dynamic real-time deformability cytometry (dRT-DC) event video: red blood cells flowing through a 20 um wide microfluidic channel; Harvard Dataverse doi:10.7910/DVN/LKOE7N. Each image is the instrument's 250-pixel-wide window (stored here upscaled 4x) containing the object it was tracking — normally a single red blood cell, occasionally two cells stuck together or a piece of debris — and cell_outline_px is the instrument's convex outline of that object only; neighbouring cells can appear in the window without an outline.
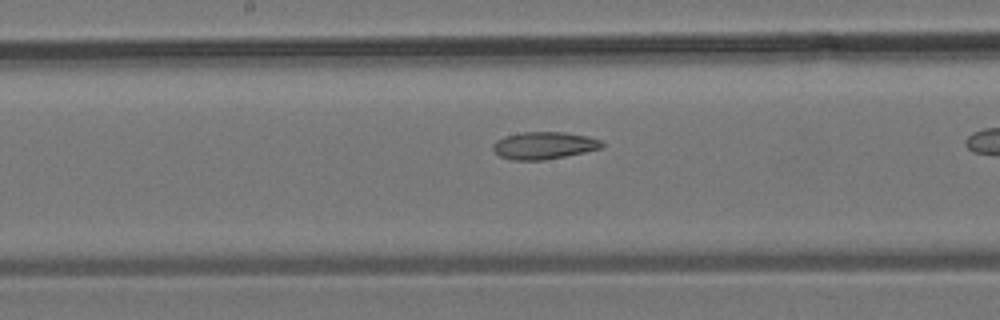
{"species": "common noctule bat (a hibernating species)", "species_latin": "Nyctalus noctula", "temperature_condition": "room temperature", "stored_images_in_passage": 19, "camera_frame_rate_fps": 3000, "um_per_image_px": 0.085, "animal": {"sex": "male", "body_mass_g": 19.2, "forearm_length_mm": 51.8}, "frame": {"image": 1, "passage_image": 9, "time_ms": 2.667, "image_size_px": [1000, 320], "cell_outline_px": [[604, 148], [544, 160], [512, 160], [500, 156], [492, 148], [492, 144], [496, 140], [504, 136], [520, 132], [564, 132], [588, 136], [600, 140], [604, 144]], "centroid_in_image_um": [46.23, 12.36], "position_along_channel_um": 202.0, "area_um2": 17.4}}
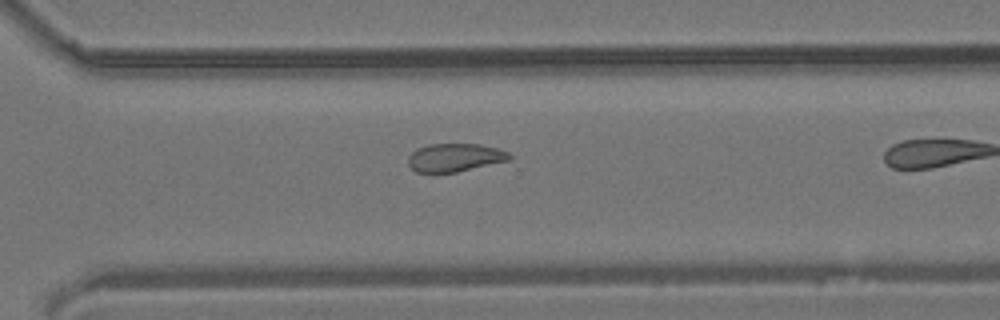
{"frame": {"image": 2, "passage_image": 16, "time_ms": 5.0, "image_size_px": [1000, 320], "cell_outline_px": [[512, 160], [456, 172], [416, 172], [408, 164], [408, 156], [416, 148], [428, 144], [480, 144], [496, 148], [508, 152], [512, 156]], "centroid_in_image_um": [38.67, 13.38], "position_along_channel_um": 331.9, "area_um2": 16.7}}